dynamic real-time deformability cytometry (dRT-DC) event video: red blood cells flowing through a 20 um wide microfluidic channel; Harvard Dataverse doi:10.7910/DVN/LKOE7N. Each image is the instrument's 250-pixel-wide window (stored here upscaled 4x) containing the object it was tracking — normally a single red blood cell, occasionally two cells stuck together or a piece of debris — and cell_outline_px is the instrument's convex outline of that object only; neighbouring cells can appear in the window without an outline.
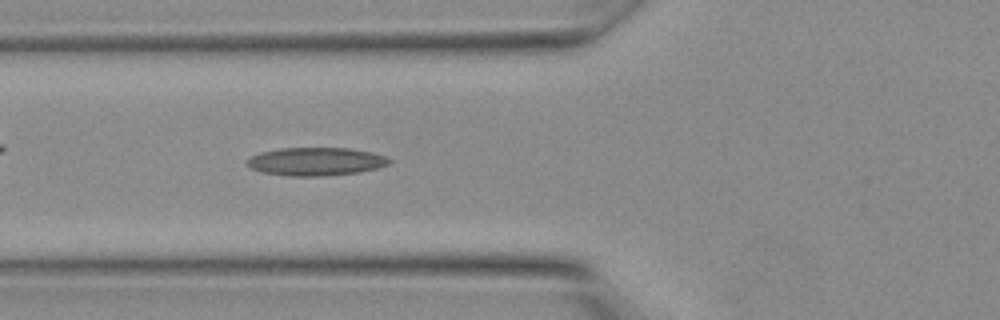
{"species": "Egyptian fruit bat (a non-hibernating species)", "species_latin": "Rousettus aegyptiacus", "temperature_condition": "warm", "stored_images_in_passage": 10, "camera_frame_rate_fps": 3000, "um_per_image_px": 0.085, "animal": {"sex": "female"}, "frame": {"image": 1, "passage_image": 10, "time_ms": 3.0, "image_size_px": [1000, 320], "cell_outline_px": [[392, 160], [388, 164], [376, 168], [360, 172], [324, 176], [288, 176], [264, 172], [252, 168], [244, 164], [252, 156], [260, 152], [280, 148], [348, 148], [372, 152], [384, 156]], "centroid_in_image_um": [26.85, 13.73], "position_along_channel_um": 99.0, "area_um2": 23.24}}